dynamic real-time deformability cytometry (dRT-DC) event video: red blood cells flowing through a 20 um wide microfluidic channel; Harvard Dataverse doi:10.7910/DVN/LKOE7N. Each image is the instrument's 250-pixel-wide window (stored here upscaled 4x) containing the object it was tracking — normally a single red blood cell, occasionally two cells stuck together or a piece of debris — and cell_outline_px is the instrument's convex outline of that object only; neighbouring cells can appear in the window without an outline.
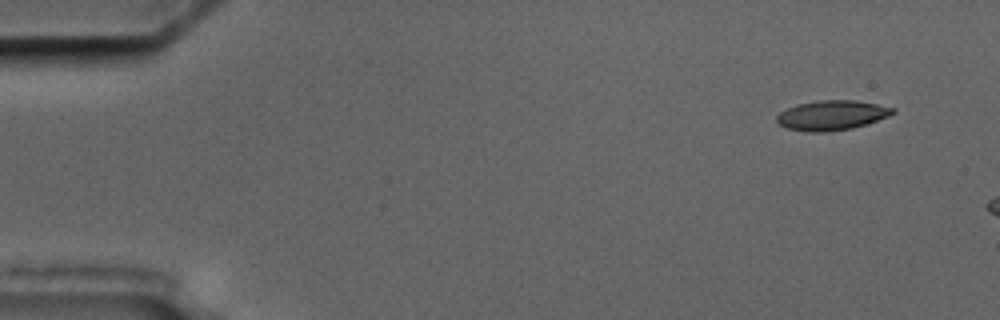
{"species": "common noctule bat (a hibernating species)", "species_latin": "Nyctalus noctula", "temperature_condition": "cold", "stored_images_in_passage": 3, "camera_frame_rate_fps": 3000, "um_per_image_px": 0.085, "animal": {"sex": "male", "body_mass_g": 17.5, "forearm_length_mm": 52.3}, "frame": {"image": 1, "passage_image": 1, "time_ms": 0.0, "image_size_px": [1000, 320], "cell_outline_px": [[896, 112], [888, 116], [852, 128], [824, 132], [812, 132], [788, 128], [780, 124], [776, 120], [776, 116], [780, 112], [796, 104], [816, 100], [856, 100], [896, 108]], "centroid_in_image_um": [70.7, 9.78], "position_along_channel_um": 14.3, "area_um2": 19.94}}